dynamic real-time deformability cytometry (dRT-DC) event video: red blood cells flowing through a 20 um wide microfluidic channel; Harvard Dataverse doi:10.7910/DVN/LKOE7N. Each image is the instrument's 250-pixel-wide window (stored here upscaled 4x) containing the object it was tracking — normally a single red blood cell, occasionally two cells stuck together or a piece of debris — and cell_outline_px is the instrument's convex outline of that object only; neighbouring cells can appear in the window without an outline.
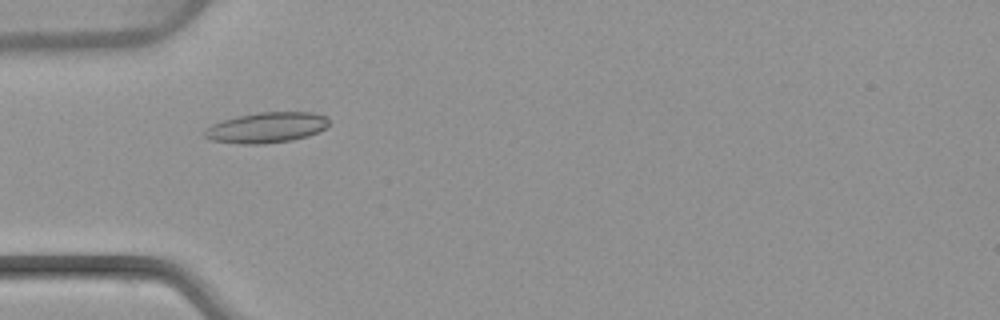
{"species": "common noctule bat (a hibernating species)", "species_latin": "Nyctalus noctula", "temperature_condition": "warm", "stored_images_in_passage": 50, "camera_frame_rate_fps": 3000, "um_per_image_px": 0.085, "animal": {"sex": "female", "body_mass_g": 22.7, "forearm_length_mm": 54.2}, "frame": {"image": 1, "passage_image": 16, "time_ms": 5.0, "image_size_px": [1000, 320], "cell_outline_px": [[328, 124], [324, 128], [308, 136], [292, 140], [264, 144], [240, 144], [208, 140], [204, 136], [204, 128], [212, 124], [236, 116], [256, 112], [312, 112], [324, 116], [328, 120]], "centroid_in_image_um": [22.59, 10.85], "position_along_channel_um": 62.4, "area_um2": 22.2}}
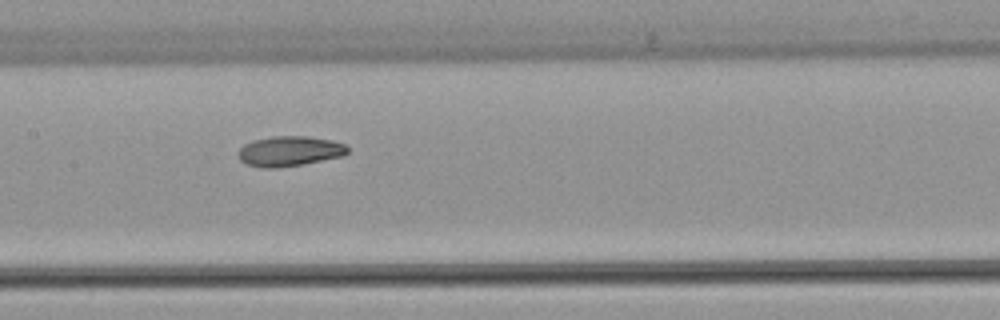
{"frame": {"image": 2, "passage_image": 25, "time_ms": 8.0, "image_size_px": [1000, 320], "cell_outline_px": [[348, 152], [344, 156], [304, 164], [276, 168], [264, 168], [248, 164], [240, 160], [236, 156], [236, 152], [244, 144], [252, 140], [272, 136], [308, 136], [332, 140], [344, 144], [348, 148]], "centroid_in_image_um": [24.59, 12.85], "position_along_channel_um": 182.8, "area_um2": 19.42}}
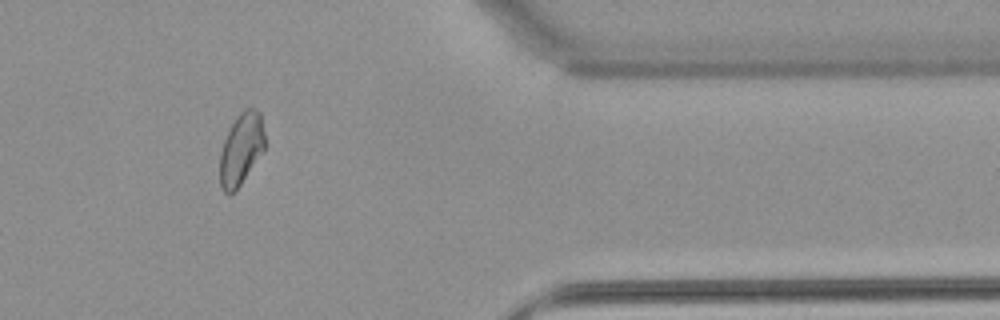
{"frame": {"image": 3, "passage_image": 42, "time_ms": 13.667, "image_size_px": [1000, 320], "cell_outline_px": [[264, 152], [240, 184], [228, 196], [220, 188], [220, 152], [224, 140], [236, 116], [244, 108], [252, 108], [260, 112], [264, 132]], "centroid_in_image_um": [20.5, 12.67], "position_along_channel_um": 390.9, "area_um2": 18.79}, "authors_computed_cell_mechanics": {"area_um2": 19.8543, "velocity_mm_per_s": 4.0649, "shape_relaxation_time_tau1_ms": null, "shape_relaxation_time_tau2_ms": 5.3914, "deformation_change_tau1": null, "deformation_change_tau2": 0.0923}}